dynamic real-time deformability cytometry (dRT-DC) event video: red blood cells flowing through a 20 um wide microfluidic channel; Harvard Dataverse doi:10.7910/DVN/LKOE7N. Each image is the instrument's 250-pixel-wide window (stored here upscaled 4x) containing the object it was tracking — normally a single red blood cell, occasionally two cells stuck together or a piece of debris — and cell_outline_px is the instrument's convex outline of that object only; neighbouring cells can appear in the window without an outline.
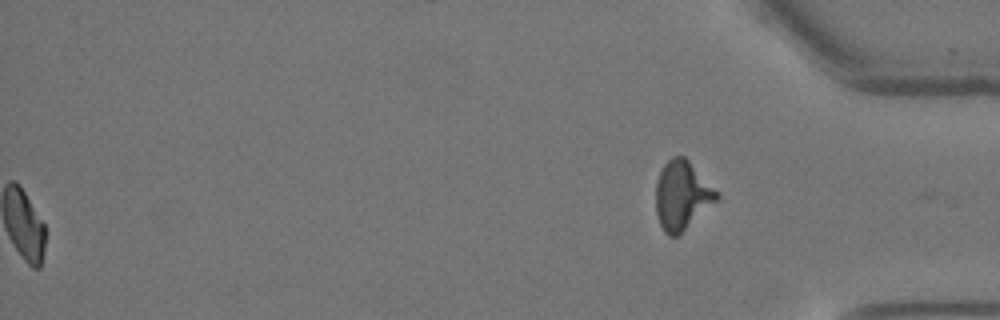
{"species": "Egyptian fruit bat (a non-hibernating species)", "species_latin": "Rousettus aegyptiacus", "temperature_condition": "warm", "stored_images_in_passage": 47, "segment_of_instrument_passage": [2, 2], "camera_frame_rate_fps": 3000, "um_per_image_px": 0.085, "animal": {"sex": "female"}, "frame": {"image": 1, "passage_image": 47, "time_ms": 15.333, "image_size_px": [1000, 320], "cell_outline_px": [[720, 196], [716, 200], [676, 236], [668, 236], [664, 232], [660, 224], [656, 212], [656, 184], [660, 172], [664, 164], [672, 156], [684, 156], [720, 192]], "centroid_in_image_um": [57.96, 16.57], "position_along_channel_um": 377.2, "area_um2": 23.99}}